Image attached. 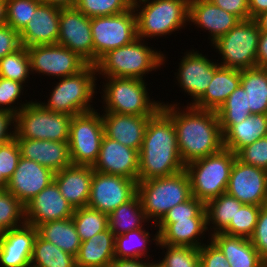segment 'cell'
Wrapping results in <instances>:
<instances>
[{
    "instance_id": "obj_14",
    "label": "cell",
    "mask_w": 267,
    "mask_h": 267,
    "mask_svg": "<svg viewBox=\"0 0 267 267\" xmlns=\"http://www.w3.org/2000/svg\"><path fill=\"white\" fill-rule=\"evenodd\" d=\"M137 181L94 171L87 206L109 215L137 194Z\"/></svg>"
},
{
    "instance_id": "obj_37",
    "label": "cell",
    "mask_w": 267,
    "mask_h": 267,
    "mask_svg": "<svg viewBox=\"0 0 267 267\" xmlns=\"http://www.w3.org/2000/svg\"><path fill=\"white\" fill-rule=\"evenodd\" d=\"M30 267H77L75 256L66 253L37 234Z\"/></svg>"
},
{
    "instance_id": "obj_18",
    "label": "cell",
    "mask_w": 267,
    "mask_h": 267,
    "mask_svg": "<svg viewBox=\"0 0 267 267\" xmlns=\"http://www.w3.org/2000/svg\"><path fill=\"white\" fill-rule=\"evenodd\" d=\"M53 180L54 172L51 169L20 157L6 189L25 206Z\"/></svg>"
},
{
    "instance_id": "obj_5",
    "label": "cell",
    "mask_w": 267,
    "mask_h": 267,
    "mask_svg": "<svg viewBox=\"0 0 267 267\" xmlns=\"http://www.w3.org/2000/svg\"><path fill=\"white\" fill-rule=\"evenodd\" d=\"M103 79L105 82L101 81L103 84L101 92H99L103 112L154 116L161 109L162 101H156L150 97L146 80L125 77Z\"/></svg>"
},
{
    "instance_id": "obj_19",
    "label": "cell",
    "mask_w": 267,
    "mask_h": 267,
    "mask_svg": "<svg viewBox=\"0 0 267 267\" xmlns=\"http://www.w3.org/2000/svg\"><path fill=\"white\" fill-rule=\"evenodd\" d=\"M93 170L138 182L139 152L104 135Z\"/></svg>"
},
{
    "instance_id": "obj_29",
    "label": "cell",
    "mask_w": 267,
    "mask_h": 267,
    "mask_svg": "<svg viewBox=\"0 0 267 267\" xmlns=\"http://www.w3.org/2000/svg\"><path fill=\"white\" fill-rule=\"evenodd\" d=\"M210 240L222 251L230 267H267L250 238L217 233Z\"/></svg>"
},
{
    "instance_id": "obj_60",
    "label": "cell",
    "mask_w": 267,
    "mask_h": 267,
    "mask_svg": "<svg viewBox=\"0 0 267 267\" xmlns=\"http://www.w3.org/2000/svg\"><path fill=\"white\" fill-rule=\"evenodd\" d=\"M7 0H0V26H3L7 23Z\"/></svg>"
},
{
    "instance_id": "obj_46",
    "label": "cell",
    "mask_w": 267,
    "mask_h": 267,
    "mask_svg": "<svg viewBox=\"0 0 267 267\" xmlns=\"http://www.w3.org/2000/svg\"><path fill=\"white\" fill-rule=\"evenodd\" d=\"M39 0H7V25L20 32L31 20Z\"/></svg>"
},
{
    "instance_id": "obj_48",
    "label": "cell",
    "mask_w": 267,
    "mask_h": 267,
    "mask_svg": "<svg viewBox=\"0 0 267 267\" xmlns=\"http://www.w3.org/2000/svg\"><path fill=\"white\" fill-rule=\"evenodd\" d=\"M20 149L17 140L13 138L11 141L0 145V175L9 180L20 159Z\"/></svg>"
},
{
    "instance_id": "obj_47",
    "label": "cell",
    "mask_w": 267,
    "mask_h": 267,
    "mask_svg": "<svg viewBox=\"0 0 267 267\" xmlns=\"http://www.w3.org/2000/svg\"><path fill=\"white\" fill-rule=\"evenodd\" d=\"M236 157L246 165H252L267 170V136L257 139L252 144L241 148Z\"/></svg>"
},
{
    "instance_id": "obj_1",
    "label": "cell",
    "mask_w": 267,
    "mask_h": 267,
    "mask_svg": "<svg viewBox=\"0 0 267 267\" xmlns=\"http://www.w3.org/2000/svg\"><path fill=\"white\" fill-rule=\"evenodd\" d=\"M179 104L163 101L161 109L175 125L179 153L184 165L219 152L224 146L216 111Z\"/></svg>"
},
{
    "instance_id": "obj_8",
    "label": "cell",
    "mask_w": 267,
    "mask_h": 267,
    "mask_svg": "<svg viewBox=\"0 0 267 267\" xmlns=\"http://www.w3.org/2000/svg\"><path fill=\"white\" fill-rule=\"evenodd\" d=\"M236 154L223 147L219 152L185 165L192 196L205 205L226 193Z\"/></svg>"
},
{
    "instance_id": "obj_17",
    "label": "cell",
    "mask_w": 267,
    "mask_h": 267,
    "mask_svg": "<svg viewBox=\"0 0 267 267\" xmlns=\"http://www.w3.org/2000/svg\"><path fill=\"white\" fill-rule=\"evenodd\" d=\"M57 44L77 53L88 64H94L91 18L76 8L60 9Z\"/></svg>"
},
{
    "instance_id": "obj_34",
    "label": "cell",
    "mask_w": 267,
    "mask_h": 267,
    "mask_svg": "<svg viewBox=\"0 0 267 267\" xmlns=\"http://www.w3.org/2000/svg\"><path fill=\"white\" fill-rule=\"evenodd\" d=\"M148 223L138 194L108 215L109 229L115 236L149 226Z\"/></svg>"
},
{
    "instance_id": "obj_25",
    "label": "cell",
    "mask_w": 267,
    "mask_h": 267,
    "mask_svg": "<svg viewBox=\"0 0 267 267\" xmlns=\"http://www.w3.org/2000/svg\"><path fill=\"white\" fill-rule=\"evenodd\" d=\"M100 112L104 135L139 152L143 143L146 126L152 116Z\"/></svg>"
},
{
    "instance_id": "obj_30",
    "label": "cell",
    "mask_w": 267,
    "mask_h": 267,
    "mask_svg": "<svg viewBox=\"0 0 267 267\" xmlns=\"http://www.w3.org/2000/svg\"><path fill=\"white\" fill-rule=\"evenodd\" d=\"M77 267H108L115 259V235L108 228L81 242Z\"/></svg>"
},
{
    "instance_id": "obj_27",
    "label": "cell",
    "mask_w": 267,
    "mask_h": 267,
    "mask_svg": "<svg viewBox=\"0 0 267 267\" xmlns=\"http://www.w3.org/2000/svg\"><path fill=\"white\" fill-rule=\"evenodd\" d=\"M93 167L70 165L54 173V182L73 209L86 207L90 197Z\"/></svg>"
},
{
    "instance_id": "obj_9",
    "label": "cell",
    "mask_w": 267,
    "mask_h": 267,
    "mask_svg": "<svg viewBox=\"0 0 267 267\" xmlns=\"http://www.w3.org/2000/svg\"><path fill=\"white\" fill-rule=\"evenodd\" d=\"M73 116L45 109L36 99L16 115L15 139L69 141Z\"/></svg>"
},
{
    "instance_id": "obj_40",
    "label": "cell",
    "mask_w": 267,
    "mask_h": 267,
    "mask_svg": "<svg viewBox=\"0 0 267 267\" xmlns=\"http://www.w3.org/2000/svg\"><path fill=\"white\" fill-rule=\"evenodd\" d=\"M29 74L31 75V66L26 47L21 46L17 51L0 59V77L14 80L27 87L26 83L30 81Z\"/></svg>"
},
{
    "instance_id": "obj_16",
    "label": "cell",
    "mask_w": 267,
    "mask_h": 267,
    "mask_svg": "<svg viewBox=\"0 0 267 267\" xmlns=\"http://www.w3.org/2000/svg\"><path fill=\"white\" fill-rule=\"evenodd\" d=\"M226 193L242 204L267 205V170L235 159Z\"/></svg>"
},
{
    "instance_id": "obj_22",
    "label": "cell",
    "mask_w": 267,
    "mask_h": 267,
    "mask_svg": "<svg viewBox=\"0 0 267 267\" xmlns=\"http://www.w3.org/2000/svg\"><path fill=\"white\" fill-rule=\"evenodd\" d=\"M159 242L170 246H190L199 249L204 243L207 228V217L188 219H161L156 224ZM202 237V238H201Z\"/></svg>"
},
{
    "instance_id": "obj_49",
    "label": "cell",
    "mask_w": 267,
    "mask_h": 267,
    "mask_svg": "<svg viewBox=\"0 0 267 267\" xmlns=\"http://www.w3.org/2000/svg\"><path fill=\"white\" fill-rule=\"evenodd\" d=\"M207 217L205 204L195 197L171 208L162 219H188Z\"/></svg>"
},
{
    "instance_id": "obj_4",
    "label": "cell",
    "mask_w": 267,
    "mask_h": 267,
    "mask_svg": "<svg viewBox=\"0 0 267 267\" xmlns=\"http://www.w3.org/2000/svg\"><path fill=\"white\" fill-rule=\"evenodd\" d=\"M133 9L137 37L146 41L149 38L166 39L167 35L171 36L189 24V0H135Z\"/></svg>"
},
{
    "instance_id": "obj_28",
    "label": "cell",
    "mask_w": 267,
    "mask_h": 267,
    "mask_svg": "<svg viewBox=\"0 0 267 267\" xmlns=\"http://www.w3.org/2000/svg\"><path fill=\"white\" fill-rule=\"evenodd\" d=\"M241 70L215 63V73L204 95L193 105L201 110L217 111L230 94L240 85Z\"/></svg>"
},
{
    "instance_id": "obj_13",
    "label": "cell",
    "mask_w": 267,
    "mask_h": 267,
    "mask_svg": "<svg viewBox=\"0 0 267 267\" xmlns=\"http://www.w3.org/2000/svg\"><path fill=\"white\" fill-rule=\"evenodd\" d=\"M31 75H42L61 79L75 75L88 63L77 53L59 44L34 45L27 48Z\"/></svg>"
},
{
    "instance_id": "obj_59",
    "label": "cell",
    "mask_w": 267,
    "mask_h": 267,
    "mask_svg": "<svg viewBox=\"0 0 267 267\" xmlns=\"http://www.w3.org/2000/svg\"><path fill=\"white\" fill-rule=\"evenodd\" d=\"M254 21L257 23L261 32H267V11L257 15Z\"/></svg>"
},
{
    "instance_id": "obj_54",
    "label": "cell",
    "mask_w": 267,
    "mask_h": 267,
    "mask_svg": "<svg viewBox=\"0 0 267 267\" xmlns=\"http://www.w3.org/2000/svg\"><path fill=\"white\" fill-rule=\"evenodd\" d=\"M16 116L8 111H0V145L15 137Z\"/></svg>"
},
{
    "instance_id": "obj_56",
    "label": "cell",
    "mask_w": 267,
    "mask_h": 267,
    "mask_svg": "<svg viewBox=\"0 0 267 267\" xmlns=\"http://www.w3.org/2000/svg\"><path fill=\"white\" fill-rule=\"evenodd\" d=\"M156 260L114 259L108 267H154Z\"/></svg>"
},
{
    "instance_id": "obj_52",
    "label": "cell",
    "mask_w": 267,
    "mask_h": 267,
    "mask_svg": "<svg viewBox=\"0 0 267 267\" xmlns=\"http://www.w3.org/2000/svg\"><path fill=\"white\" fill-rule=\"evenodd\" d=\"M20 34L11 26H0V59L21 47Z\"/></svg>"
},
{
    "instance_id": "obj_55",
    "label": "cell",
    "mask_w": 267,
    "mask_h": 267,
    "mask_svg": "<svg viewBox=\"0 0 267 267\" xmlns=\"http://www.w3.org/2000/svg\"><path fill=\"white\" fill-rule=\"evenodd\" d=\"M256 67L267 68V32H261L256 53Z\"/></svg>"
},
{
    "instance_id": "obj_2",
    "label": "cell",
    "mask_w": 267,
    "mask_h": 267,
    "mask_svg": "<svg viewBox=\"0 0 267 267\" xmlns=\"http://www.w3.org/2000/svg\"><path fill=\"white\" fill-rule=\"evenodd\" d=\"M184 169L175 125L160 109L149 119L145 129L139 151L138 181L170 176Z\"/></svg>"
},
{
    "instance_id": "obj_39",
    "label": "cell",
    "mask_w": 267,
    "mask_h": 267,
    "mask_svg": "<svg viewBox=\"0 0 267 267\" xmlns=\"http://www.w3.org/2000/svg\"><path fill=\"white\" fill-rule=\"evenodd\" d=\"M71 218L81 242L109 228L108 215L88 206L74 209Z\"/></svg>"
},
{
    "instance_id": "obj_57",
    "label": "cell",
    "mask_w": 267,
    "mask_h": 267,
    "mask_svg": "<svg viewBox=\"0 0 267 267\" xmlns=\"http://www.w3.org/2000/svg\"><path fill=\"white\" fill-rule=\"evenodd\" d=\"M250 18L267 11V0H249Z\"/></svg>"
},
{
    "instance_id": "obj_35",
    "label": "cell",
    "mask_w": 267,
    "mask_h": 267,
    "mask_svg": "<svg viewBox=\"0 0 267 267\" xmlns=\"http://www.w3.org/2000/svg\"><path fill=\"white\" fill-rule=\"evenodd\" d=\"M240 85L247 93L251 115L267 114V68L241 70Z\"/></svg>"
},
{
    "instance_id": "obj_11",
    "label": "cell",
    "mask_w": 267,
    "mask_h": 267,
    "mask_svg": "<svg viewBox=\"0 0 267 267\" xmlns=\"http://www.w3.org/2000/svg\"><path fill=\"white\" fill-rule=\"evenodd\" d=\"M97 111L74 115L70 121L68 144L73 165L93 167L98 159L104 127Z\"/></svg>"
},
{
    "instance_id": "obj_15",
    "label": "cell",
    "mask_w": 267,
    "mask_h": 267,
    "mask_svg": "<svg viewBox=\"0 0 267 267\" xmlns=\"http://www.w3.org/2000/svg\"><path fill=\"white\" fill-rule=\"evenodd\" d=\"M179 64L178 71L174 73L177 84L191 101L187 106H193L205 93L215 73L216 59H208L197 49L187 50Z\"/></svg>"
},
{
    "instance_id": "obj_3",
    "label": "cell",
    "mask_w": 267,
    "mask_h": 267,
    "mask_svg": "<svg viewBox=\"0 0 267 267\" xmlns=\"http://www.w3.org/2000/svg\"><path fill=\"white\" fill-rule=\"evenodd\" d=\"M146 42L137 37L129 44L108 51L95 64L99 79L125 77L145 80L149 73L165 66L166 54Z\"/></svg>"
},
{
    "instance_id": "obj_12",
    "label": "cell",
    "mask_w": 267,
    "mask_h": 267,
    "mask_svg": "<svg viewBox=\"0 0 267 267\" xmlns=\"http://www.w3.org/2000/svg\"><path fill=\"white\" fill-rule=\"evenodd\" d=\"M91 32L95 65L108 51L129 44L137 38L133 7L117 15L91 18Z\"/></svg>"
},
{
    "instance_id": "obj_50",
    "label": "cell",
    "mask_w": 267,
    "mask_h": 267,
    "mask_svg": "<svg viewBox=\"0 0 267 267\" xmlns=\"http://www.w3.org/2000/svg\"><path fill=\"white\" fill-rule=\"evenodd\" d=\"M250 241L267 264V205L261 206L257 224Z\"/></svg>"
},
{
    "instance_id": "obj_53",
    "label": "cell",
    "mask_w": 267,
    "mask_h": 267,
    "mask_svg": "<svg viewBox=\"0 0 267 267\" xmlns=\"http://www.w3.org/2000/svg\"><path fill=\"white\" fill-rule=\"evenodd\" d=\"M221 9L234 14L240 20L250 18L249 0H209Z\"/></svg>"
},
{
    "instance_id": "obj_36",
    "label": "cell",
    "mask_w": 267,
    "mask_h": 267,
    "mask_svg": "<svg viewBox=\"0 0 267 267\" xmlns=\"http://www.w3.org/2000/svg\"><path fill=\"white\" fill-rule=\"evenodd\" d=\"M243 205L238 199L227 193L210 200L205 205L209 235L222 233L234 219L237 210Z\"/></svg>"
},
{
    "instance_id": "obj_41",
    "label": "cell",
    "mask_w": 267,
    "mask_h": 267,
    "mask_svg": "<svg viewBox=\"0 0 267 267\" xmlns=\"http://www.w3.org/2000/svg\"><path fill=\"white\" fill-rule=\"evenodd\" d=\"M25 223V206L6 188L0 189V233Z\"/></svg>"
},
{
    "instance_id": "obj_58",
    "label": "cell",
    "mask_w": 267,
    "mask_h": 267,
    "mask_svg": "<svg viewBox=\"0 0 267 267\" xmlns=\"http://www.w3.org/2000/svg\"><path fill=\"white\" fill-rule=\"evenodd\" d=\"M41 3L49 4L56 8H75L76 0H39Z\"/></svg>"
},
{
    "instance_id": "obj_43",
    "label": "cell",
    "mask_w": 267,
    "mask_h": 267,
    "mask_svg": "<svg viewBox=\"0 0 267 267\" xmlns=\"http://www.w3.org/2000/svg\"><path fill=\"white\" fill-rule=\"evenodd\" d=\"M132 7L133 0H76L75 4L89 18L117 15Z\"/></svg>"
},
{
    "instance_id": "obj_26",
    "label": "cell",
    "mask_w": 267,
    "mask_h": 267,
    "mask_svg": "<svg viewBox=\"0 0 267 267\" xmlns=\"http://www.w3.org/2000/svg\"><path fill=\"white\" fill-rule=\"evenodd\" d=\"M21 157L36 161L54 173L72 165L68 142L16 139Z\"/></svg>"
},
{
    "instance_id": "obj_31",
    "label": "cell",
    "mask_w": 267,
    "mask_h": 267,
    "mask_svg": "<svg viewBox=\"0 0 267 267\" xmlns=\"http://www.w3.org/2000/svg\"><path fill=\"white\" fill-rule=\"evenodd\" d=\"M264 136H267V114L250 115L239 124H232L223 133V146L236 154Z\"/></svg>"
},
{
    "instance_id": "obj_20",
    "label": "cell",
    "mask_w": 267,
    "mask_h": 267,
    "mask_svg": "<svg viewBox=\"0 0 267 267\" xmlns=\"http://www.w3.org/2000/svg\"><path fill=\"white\" fill-rule=\"evenodd\" d=\"M73 213V207L61 195L54 181L25 205L26 223L36 228L49 221L71 218Z\"/></svg>"
},
{
    "instance_id": "obj_32",
    "label": "cell",
    "mask_w": 267,
    "mask_h": 267,
    "mask_svg": "<svg viewBox=\"0 0 267 267\" xmlns=\"http://www.w3.org/2000/svg\"><path fill=\"white\" fill-rule=\"evenodd\" d=\"M146 229L144 226L115 236V259H152L149 255L151 250L149 246L154 242L153 244L157 247L159 233L155 231V234H151Z\"/></svg>"
},
{
    "instance_id": "obj_44",
    "label": "cell",
    "mask_w": 267,
    "mask_h": 267,
    "mask_svg": "<svg viewBox=\"0 0 267 267\" xmlns=\"http://www.w3.org/2000/svg\"><path fill=\"white\" fill-rule=\"evenodd\" d=\"M260 209L261 206L244 204L222 233L250 238L254 233Z\"/></svg>"
},
{
    "instance_id": "obj_24",
    "label": "cell",
    "mask_w": 267,
    "mask_h": 267,
    "mask_svg": "<svg viewBox=\"0 0 267 267\" xmlns=\"http://www.w3.org/2000/svg\"><path fill=\"white\" fill-rule=\"evenodd\" d=\"M60 8L41 3L31 20L19 32L23 47L57 44L59 37Z\"/></svg>"
},
{
    "instance_id": "obj_45",
    "label": "cell",
    "mask_w": 267,
    "mask_h": 267,
    "mask_svg": "<svg viewBox=\"0 0 267 267\" xmlns=\"http://www.w3.org/2000/svg\"><path fill=\"white\" fill-rule=\"evenodd\" d=\"M24 89L26 88L22 83L0 77V111H8L16 116L27 106L32 100H20Z\"/></svg>"
},
{
    "instance_id": "obj_61",
    "label": "cell",
    "mask_w": 267,
    "mask_h": 267,
    "mask_svg": "<svg viewBox=\"0 0 267 267\" xmlns=\"http://www.w3.org/2000/svg\"><path fill=\"white\" fill-rule=\"evenodd\" d=\"M7 184L8 180L3 175H0V189L6 188Z\"/></svg>"
},
{
    "instance_id": "obj_6",
    "label": "cell",
    "mask_w": 267,
    "mask_h": 267,
    "mask_svg": "<svg viewBox=\"0 0 267 267\" xmlns=\"http://www.w3.org/2000/svg\"><path fill=\"white\" fill-rule=\"evenodd\" d=\"M137 194L147 220L156 229L171 208L192 197L190 178L184 169L170 176L138 181Z\"/></svg>"
},
{
    "instance_id": "obj_10",
    "label": "cell",
    "mask_w": 267,
    "mask_h": 267,
    "mask_svg": "<svg viewBox=\"0 0 267 267\" xmlns=\"http://www.w3.org/2000/svg\"><path fill=\"white\" fill-rule=\"evenodd\" d=\"M261 31L254 19L240 20L211 46L219 54L220 66L244 70L256 67V53Z\"/></svg>"
},
{
    "instance_id": "obj_38",
    "label": "cell",
    "mask_w": 267,
    "mask_h": 267,
    "mask_svg": "<svg viewBox=\"0 0 267 267\" xmlns=\"http://www.w3.org/2000/svg\"><path fill=\"white\" fill-rule=\"evenodd\" d=\"M216 113L222 133L232 124H239L251 115L250 107L248 106V96L241 85L230 94Z\"/></svg>"
},
{
    "instance_id": "obj_42",
    "label": "cell",
    "mask_w": 267,
    "mask_h": 267,
    "mask_svg": "<svg viewBox=\"0 0 267 267\" xmlns=\"http://www.w3.org/2000/svg\"><path fill=\"white\" fill-rule=\"evenodd\" d=\"M162 251V257L156 262L158 267H200L199 249L190 246L158 245ZM166 249V250H164ZM164 253V254H163Z\"/></svg>"
},
{
    "instance_id": "obj_21",
    "label": "cell",
    "mask_w": 267,
    "mask_h": 267,
    "mask_svg": "<svg viewBox=\"0 0 267 267\" xmlns=\"http://www.w3.org/2000/svg\"><path fill=\"white\" fill-rule=\"evenodd\" d=\"M240 19L209 0H189L188 23L201 28L208 33L209 45H212L220 37L239 23Z\"/></svg>"
},
{
    "instance_id": "obj_51",
    "label": "cell",
    "mask_w": 267,
    "mask_h": 267,
    "mask_svg": "<svg viewBox=\"0 0 267 267\" xmlns=\"http://www.w3.org/2000/svg\"><path fill=\"white\" fill-rule=\"evenodd\" d=\"M200 267H230L222 251L209 239L199 248Z\"/></svg>"
},
{
    "instance_id": "obj_7",
    "label": "cell",
    "mask_w": 267,
    "mask_h": 267,
    "mask_svg": "<svg viewBox=\"0 0 267 267\" xmlns=\"http://www.w3.org/2000/svg\"><path fill=\"white\" fill-rule=\"evenodd\" d=\"M97 69L94 64H88L79 73L58 79L47 102L38 101L45 109L53 112L66 113L74 116L95 110L97 92ZM95 96V97H94Z\"/></svg>"
},
{
    "instance_id": "obj_33",
    "label": "cell",
    "mask_w": 267,
    "mask_h": 267,
    "mask_svg": "<svg viewBox=\"0 0 267 267\" xmlns=\"http://www.w3.org/2000/svg\"><path fill=\"white\" fill-rule=\"evenodd\" d=\"M38 234L72 256L77 255L81 246L79 234L72 218L49 221L37 227Z\"/></svg>"
},
{
    "instance_id": "obj_23",
    "label": "cell",
    "mask_w": 267,
    "mask_h": 267,
    "mask_svg": "<svg viewBox=\"0 0 267 267\" xmlns=\"http://www.w3.org/2000/svg\"><path fill=\"white\" fill-rule=\"evenodd\" d=\"M37 234L27 223L0 233V267H30Z\"/></svg>"
}]
</instances>
